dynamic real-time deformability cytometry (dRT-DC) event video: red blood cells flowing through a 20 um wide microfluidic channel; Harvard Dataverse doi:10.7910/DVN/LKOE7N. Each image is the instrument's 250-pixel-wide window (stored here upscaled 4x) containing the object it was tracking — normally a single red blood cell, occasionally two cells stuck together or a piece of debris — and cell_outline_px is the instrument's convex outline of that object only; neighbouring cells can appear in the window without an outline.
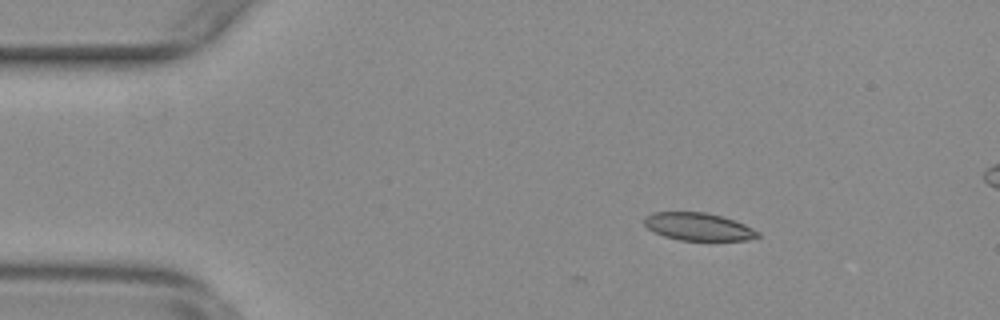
{"species": "common noctule bat (a hibernating species)", "species_latin": "Nyctalus noctula", "temperature_condition": "warm", "stored_images_in_passage": 8, "camera_frame_rate_fps": 3000, "um_per_image_px": 0.085, "animal": {"sex": "female", "body_mass_g": 29.2, "forearm_length_mm": 56.3}, "frame": {"image": 1, "passage_image": 8, "time_ms": 2.333, "image_size_px": [1000, 320], "cell_outline_px": [[760, 236], [748, 240], [680, 240], [664, 236], [648, 228], [644, 224], [644, 216], [652, 212], [704, 212], [720, 216], [744, 224], [760, 232]], "centroid_in_image_um": [59.34, 19.26], "position_along_channel_um": 25.7, "area_um2": 18.15}}